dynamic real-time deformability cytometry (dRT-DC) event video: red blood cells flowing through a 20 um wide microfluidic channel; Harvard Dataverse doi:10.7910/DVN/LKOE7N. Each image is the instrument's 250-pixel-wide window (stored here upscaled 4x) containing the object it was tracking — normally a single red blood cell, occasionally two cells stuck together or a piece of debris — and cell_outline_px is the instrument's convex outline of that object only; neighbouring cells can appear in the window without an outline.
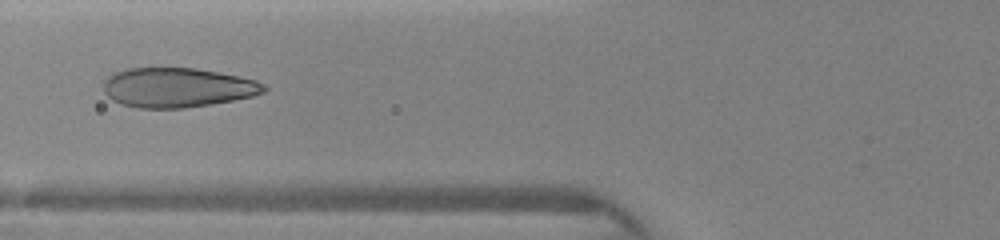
{"species": "human", "species_latin": "Homo sapiens", "temperature_condition": "warm", "stored_images_in_passage": 9, "camera_frame_rate_fps": 3000, "um_per_image_px": 0.085, "donor": {"sex": "female"}, "frame": {"image": 1, "passage_image": 6, "time_ms": 5.0, "image_size_px": [1000, 240], "cell_outline_px": [[268, 88], [264, 92], [252, 96], [212, 104], [184, 108], [140, 108], [120, 104], [112, 100], [104, 92], [104, 80], [108, 76], [116, 72], [128, 68], [196, 68], [240, 76], [256, 80], [264, 84]], "centroid_in_image_um": [15.08, 7.44], "position_along_channel_um": 110.7, "area_um2": 37.05}}
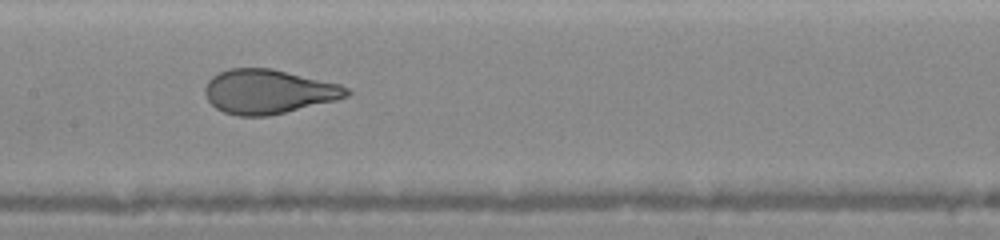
{"frame": {"image": 2, "passage_image": 8, "time_ms": 6.667, "image_size_px": [1000, 240], "cell_outline_px": [[352, 92], [348, 96], [336, 100], [268, 116], [236, 116], [224, 112], [216, 108], [208, 100], [204, 92], [204, 88], [208, 80], [212, 76], [228, 68], [272, 68], [340, 84], [348, 88]], "centroid_in_image_um": [22.8, 7.78], "position_along_channel_um": 184.6, "area_um2": 36.59}}